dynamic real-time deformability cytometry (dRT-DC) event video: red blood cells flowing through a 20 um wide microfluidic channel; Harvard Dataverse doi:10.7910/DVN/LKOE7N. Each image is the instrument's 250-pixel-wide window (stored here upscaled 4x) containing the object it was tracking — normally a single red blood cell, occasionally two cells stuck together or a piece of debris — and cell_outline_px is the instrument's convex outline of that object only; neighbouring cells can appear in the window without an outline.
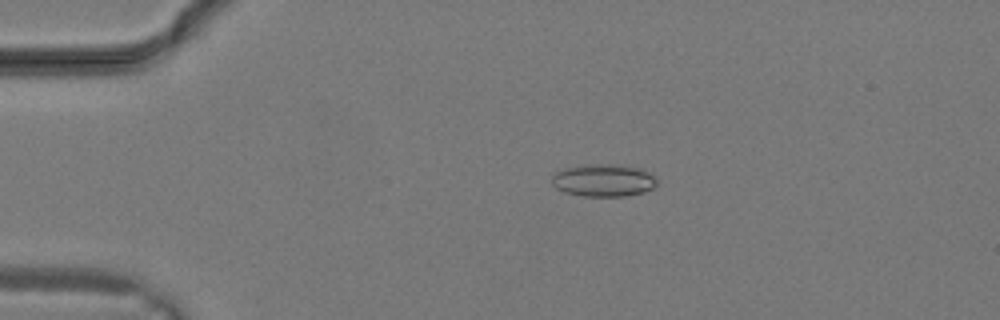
{"species": "common noctule bat (a hibernating species)", "species_latin": "Nyctalus noctula", "temperature_condition": "warm", "stored_images_in_passage": 12, "camera_frame_rate_fps": 3000, "um_per_image_px": 0.085, "animal": {"sex": "male", "body_mass_g": 19.2, "forearm_length_mm": 51.8}, "frame": {"image": 1, "passage_image": 7, "time_ms": 2.0, "image_size_px": [1000, 320], "cell_outline_px": [[656, 184], [652, 188], [644, 192], [624, 196], [584, 196], [564, 192], [556, 188], [552, 184], [552, 172], [564, 168], [580, 164], [616, 164], [640, 168], [656, 176]], "centroid_in_image_um": [51.26, 15.31], "position_along_channel_um": 33.7, "area_um2": 20.17}}
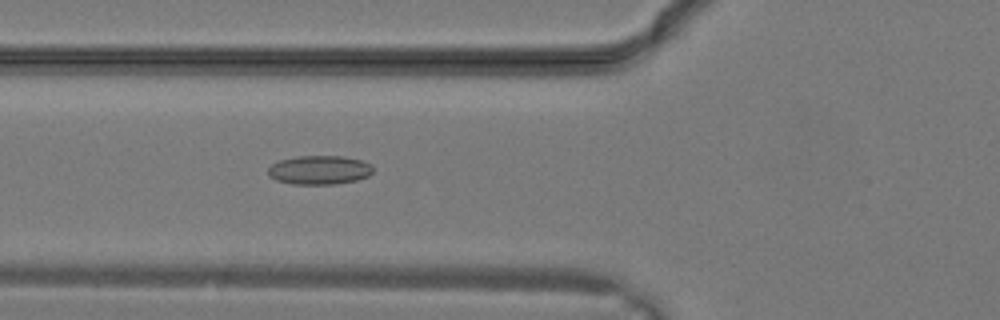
{"frame": {"image": 2, "passage_image": 12, "time_ms": 3.667, "image_size_px": [1000, 320], "cell_outline_px": [[372, 172], [368, 176], [356, 180], [332, 184], [292, 184], [276, 180], [268, 176], [268, 168], [272, 164], [280, 160], [296, 156], [340, 156], [360, 160], [372, 164]], "centroid_in_image_um": [27.12, 14.45], "position_along_channel_um": 98.7, "area_um2": 17.63}}